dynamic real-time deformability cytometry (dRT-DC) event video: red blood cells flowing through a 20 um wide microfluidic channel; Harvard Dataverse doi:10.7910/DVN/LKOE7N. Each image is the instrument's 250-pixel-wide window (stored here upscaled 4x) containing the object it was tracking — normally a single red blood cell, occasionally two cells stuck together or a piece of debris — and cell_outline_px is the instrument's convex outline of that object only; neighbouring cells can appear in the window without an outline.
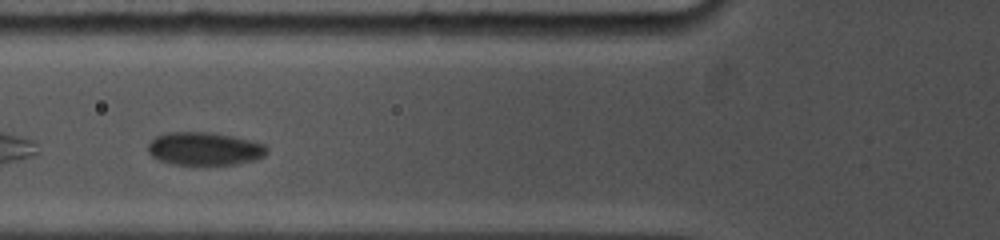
{"species": "common noctule bat (a hibernating species)", "species_latin": "Nyctalus noctula", "temperature_condition": "cold", "stored_images_in_passage": 6, "camera_frame_rate_fps": 5000, "um_per_image_px": 0.085, "animal": {"sex": "female", "body_mass_g": 19.0, "forearm_length_mm": 53.3}, "frame": {"image": 1, "passage_image": 4, "time_ms": 1.4, "image_size_px": [1000, 240], "cell_outline_px": [[268, 152], [264, 156], [256, 160], [236, 164], [172, 164], [160, 160], [152, 156], [148, 152], [148, 144], [156, 136], [168, 132], [208, 132], [232, 136], [252, 140], [264, 144], [268, 148]], "centroid_in_image_um": [17.41, 12.64], "position_along_channel_um": 108.4, "area_um2": 22.89}}